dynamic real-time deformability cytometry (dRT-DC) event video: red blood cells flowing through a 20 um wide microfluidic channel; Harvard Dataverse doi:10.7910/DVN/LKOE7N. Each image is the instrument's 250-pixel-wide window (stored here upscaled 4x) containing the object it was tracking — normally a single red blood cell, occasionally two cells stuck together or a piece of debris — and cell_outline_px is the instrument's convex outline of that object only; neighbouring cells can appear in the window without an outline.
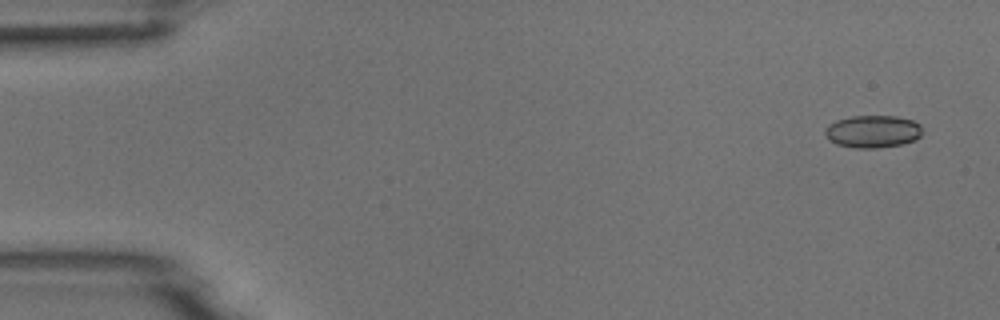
{"species": "common noctule bat (a hibernating species)", "species_latin": "Nyctalus noctula", "temperature_condition": "room temperature", "stored_images_in_passage": 5, "camera_frame_rate_fps": 3000, "um_per_image_px": 0.085, "animal": {"sex": "male", "body_mass_g": 18.8}, "frame": {"image": 1, "passage_image": 1, "time_ms": 0.0, "image_size_px": [1000, 320], "cell_outline_px": [[920, 136], [916, 140], [900, 144], [876, 148], [856, 148], [836, 144], [828, 140], [824, 132], [824, 128], [828, 124], [836, 120], [852, 116], [896, 116], [912, 120], [920, 124]], "centroid_in_image_um": [74.14, 11.17], "position_along_channel_um": 10.9, "area_um2": 18.44}}
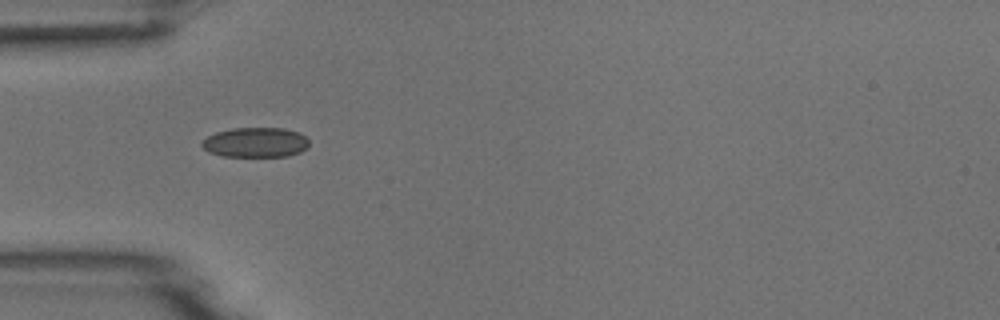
{"frame": {"image": 2, "passage_image": 5, "time_ms": 4.667, "image_size_px": [1000, 320], "cell_outline_px": [[308, 148], [300, 152], [288, 156], [224, 156], [208, 152], [200, 144], [208, 136], [216, 132], [232, 128], [284, 128], [300, 132], [308, 140]], "centroid_in_image_um": [21.74, 12.1], "position_along_channel_um": 63.3, "area_um2": 18.67}}